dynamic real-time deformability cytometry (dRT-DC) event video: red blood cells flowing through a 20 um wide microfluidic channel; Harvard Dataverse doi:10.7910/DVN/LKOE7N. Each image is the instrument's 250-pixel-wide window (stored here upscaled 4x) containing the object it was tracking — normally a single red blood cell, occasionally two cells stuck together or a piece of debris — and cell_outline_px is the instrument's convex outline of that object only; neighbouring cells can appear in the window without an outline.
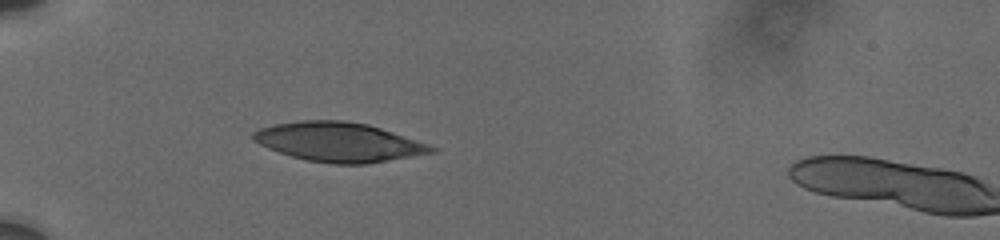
{"species": "human", "species_latin": "Homo sapiens", "temperature_condition": "cold", "stored_images_in_passage": 3, "camera_frame_rate_fps": 3000, "um_per_image_px": 0.085, "donor": {"sex": "male"}, "frame": {"image": 1, "passage_image": 2, "time_ms": 0.667, "image_size_px": [1000, 240], "cell_outline_px": [[436, 152], [368, 164], [332, 164], [308, 160], [292, 156], [268, 148], [252, 140], [252, 132], [260, 128], [276, 124], [300, 120], [344, 120], [368, 124], [428, 144], [436, 148]], "centroid_in_image_um": [28.79, 12.07], "position_along_channel_um": 56.2, "area_um2": 40.58}}